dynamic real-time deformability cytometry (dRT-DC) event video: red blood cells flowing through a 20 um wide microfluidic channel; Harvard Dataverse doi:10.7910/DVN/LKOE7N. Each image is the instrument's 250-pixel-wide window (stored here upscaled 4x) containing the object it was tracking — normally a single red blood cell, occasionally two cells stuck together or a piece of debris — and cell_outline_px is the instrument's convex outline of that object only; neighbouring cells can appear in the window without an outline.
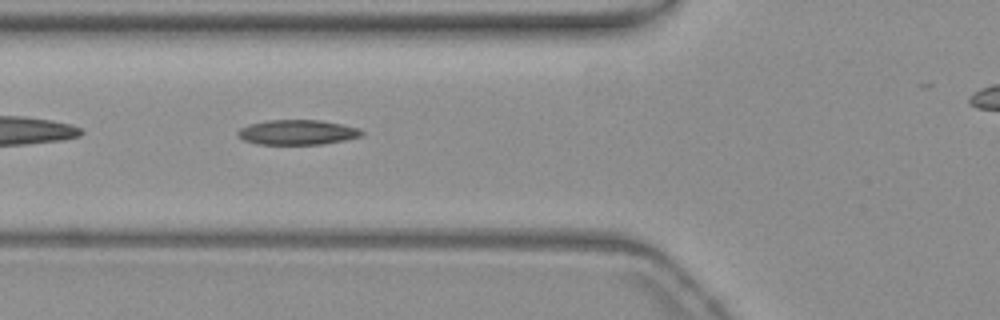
{"species": "common noctule bat (a hibernating species)", "species_latin": "Nyctalus noctula", "temperature_condition": "warm", "stored_images_in_passage": 33, "camera_frame_rate_fps": 3000, "um_per_image_px": 0.085, "animal": {"sex": "female", "body_mass_g": 19.3, "forearm_length_mm": 54.1}, "frame": {"image": 1, "passage_image": 5, "time_ms": 1.333, "image_size_px": [1000, 320], "cell_outline_px": [[364, 136], [324, 144], [256, 144], [244, 140], [236, 136], [236, 132], [240, 128], [248, 124], [268, 120], [320, 120], [360, 128], [364, 132]], "centroid_in_image_um": [25.27, 11.24], "position_along_channel_um": 100.5, "area_um2": 18.15}}
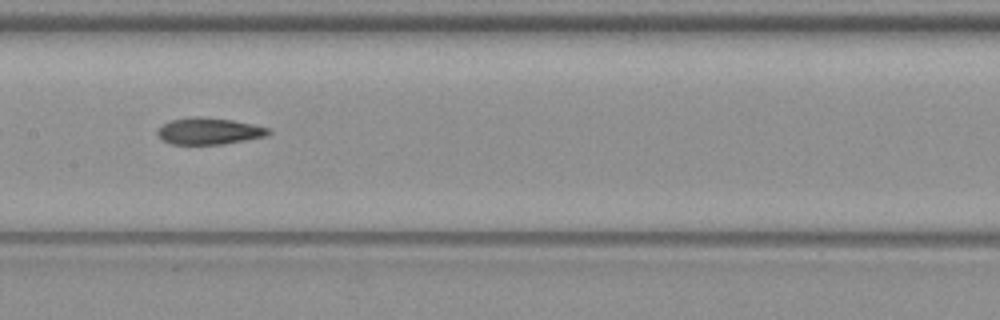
{"frame": {"image": 2, "passage_image": 12, "time_ms": 3.667, "image_size_px": [1000, 320], "cell_outline_px": [[272, 132], [268, 136], [224, 144], [172, 144], [164, 140], [156, 132], [164, 124], [172, 120], [192, 116], [200, 116], [232, 120], [252, 124], [268, 128]], "centroid_in_image_um": [17.81, 11.14], "position_along_channel_um": 189.6, "area_um2": 17.11}}
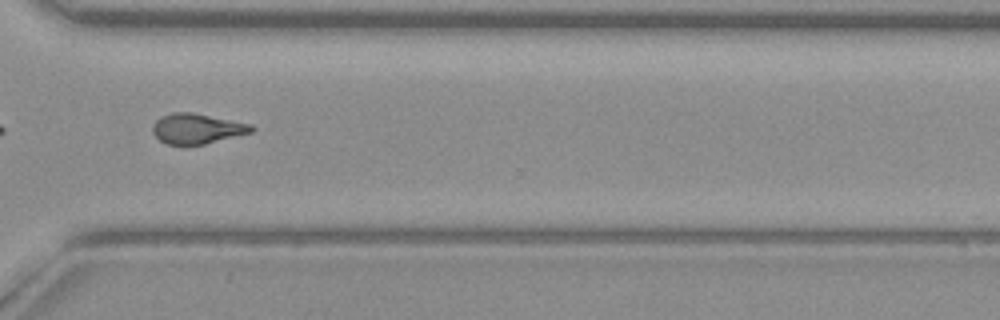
{"frame": {"image": 3, "passage_image": 25, "time_ms": 8.0, "image_size_px": [1000, 320], "cell_outline_px": [[256, 128], [252, 132], [204, 144], [184, 148], [164, 144], [152, 132], [152, 128], [156, 120], [172, 112], [192, 112], [252, 124]], "centroid_in_image_um": [16.72, 10.97], "position_along_channel_um": 353.9, "area_um2": 17.8}}